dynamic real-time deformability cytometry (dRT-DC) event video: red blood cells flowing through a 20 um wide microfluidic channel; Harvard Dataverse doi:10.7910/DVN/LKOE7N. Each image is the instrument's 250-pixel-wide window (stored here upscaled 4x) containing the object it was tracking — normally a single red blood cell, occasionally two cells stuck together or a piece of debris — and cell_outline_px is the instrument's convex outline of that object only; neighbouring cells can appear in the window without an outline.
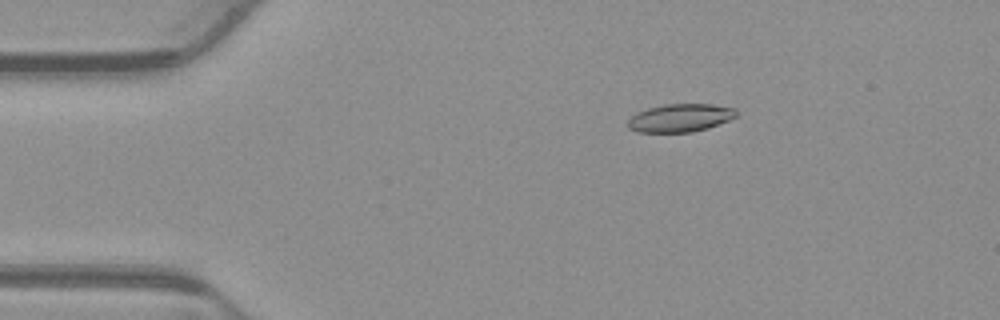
{"species": "common noctule bat (a hibernating species)", "species_latin": "Nyctalus noctula", "temperature_condition": "warm", "stored_images_in_passage": 52, "camera_frame_rate_fps": 3000, "um_per_image_px": 0.085, "animal": {"sex": "male", "body_mass_g": 23.1, "forearm_length_mm": 52.7}, "frame": {"image": 1, "passage_image": 8, "time_ms": 2.333, "image_size_px": [1000, 320], "cell_outline_px": [[736, 116], [728, 120], [708, 128], [692, 132], [636, 132], [628, 128], [628, 120], [636, 112], [648, 108], [664, 104], [712, 104], [736, 108]], "centroid_in_image_um": [57.8, 10.02], "position_along_channel_um": 27.2, "area_um2": 17.74}}
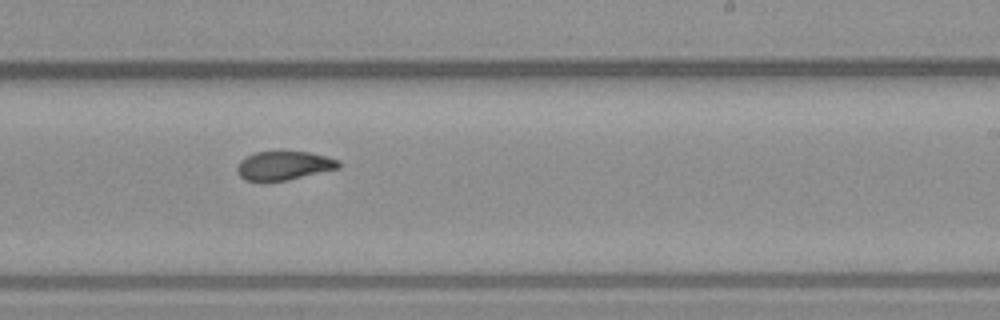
{"frame": {"image": 2, "passage_image": 31, "time_ms": 10.0, "image_size_px": [1000, 320], "cell_outline_px": [[340, 168], [288, 180], [264, 184], [244, 180], [236, 172], [236, 168], [240, 160], [256, 152], [284, 148], [308, 152], [328, 156], [340, 160]], "centroid_in_image_um": [24.1, 14.07], "position_along_channel_um": 264.9, "area_um2": 18.32}}
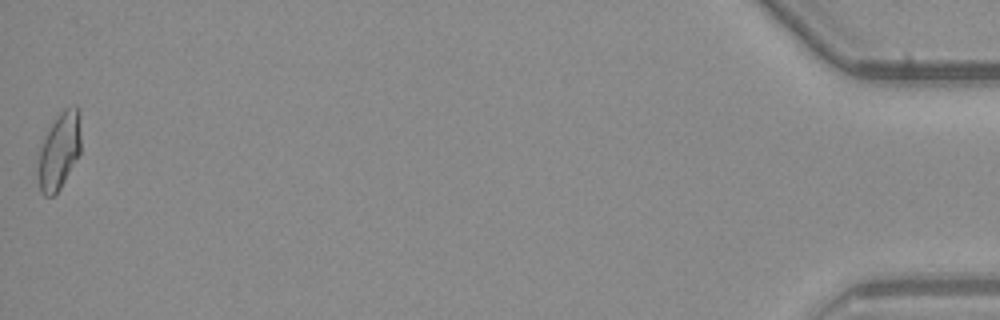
{"frame": {"image": 3, "passage_image": 52, "time_ms": 17.0, "image_size_px": [1000, 320], "cell_outline_px": [[80, 152], [60, 188], [52, 196], [44, 196], [40, 192], [36, 176], [36, 152], [48, 128], [56, 116], [64, 108], [76, 104], [80, 108]], "centroid_in_image_um": [4.97, 12.8], "position_along_channel_um": 430.2, "area_um2": 20.0}, "authors_computed_cell_mechanics": {"area_um2": 18.0336, "velocity_mm_per_s": 3.8743, "shape_relaxation_time_tau1_ms": 7.0079, "shape_relaxation_time_tau2_ms": 3.0403, "deformation_change_tau1": 0.1944, "deformation_change_tau2": 0.0934}}